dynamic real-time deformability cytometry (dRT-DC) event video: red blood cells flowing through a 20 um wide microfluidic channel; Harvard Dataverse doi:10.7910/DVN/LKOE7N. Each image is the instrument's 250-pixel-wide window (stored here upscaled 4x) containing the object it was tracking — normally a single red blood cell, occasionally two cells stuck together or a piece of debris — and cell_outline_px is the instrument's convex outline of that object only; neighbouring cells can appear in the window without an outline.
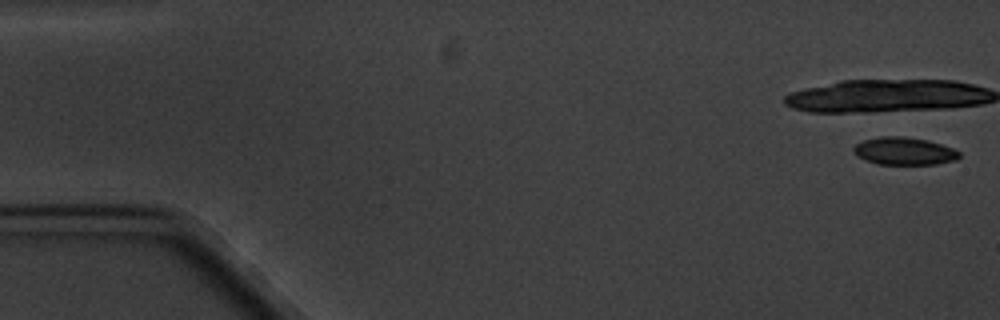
{"species": "common noctule bat (a hibernating species)", "species_latin": "Nyctalus noctula", "temperature_condition": "cold", "stored_images_in_passage": 6, "camera_frame_rate_fps": 3000, "um_per_image_px": 0.085, "animal": {"sex": "male", "body_mass_g": 20.1, "forearm_length_mm": 53.5}, "frame": {"image": 1, "passage_image": 1, "time_ms": 0.0, "image_size_px": [1000, 320], "cell_outline_px": [[960, 156], [956, 160], [936, 164], [876, 164], [864, 160], [856, 156], [852, 148], [856, 144], [864, 140], [880, 136], [900, 136], [928, 140], [952, 148], [960, 152]], "centroid_in_image_um": [76.83, 12.85], "position_along_channel_um": 8.2, "area_um2": 17.05}}